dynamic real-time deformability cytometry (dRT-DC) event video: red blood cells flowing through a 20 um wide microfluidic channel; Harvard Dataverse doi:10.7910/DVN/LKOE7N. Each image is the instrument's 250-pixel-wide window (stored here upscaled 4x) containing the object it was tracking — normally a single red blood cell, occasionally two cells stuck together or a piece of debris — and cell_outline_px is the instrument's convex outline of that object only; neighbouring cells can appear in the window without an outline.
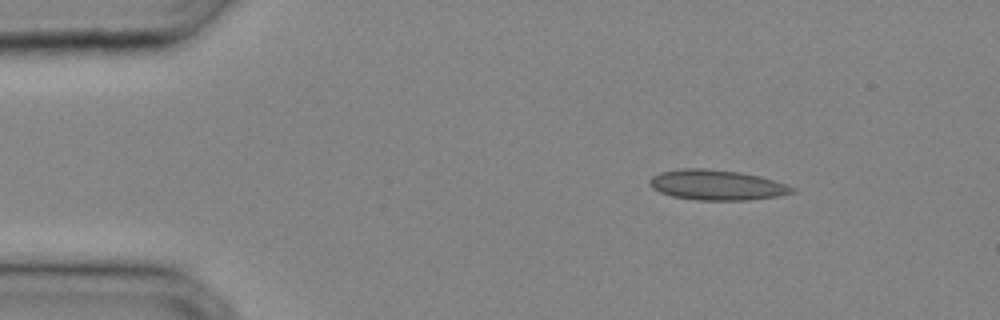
{"species": "common noctule bat (a hibernating species)", "species_latin": "Nyctalus noctula", "temperature_condition": "cold", "stored_images_in_passage": 30, "camera_frame_rate_fps": 3000, "um_per_image_px": 0.085, "animal": {"sex": "male", "body_mass_g": 20.4}, "frame": {"image": 1, "passage_image": 2, "time_ms": 0.333, "image_size_px": [1000, 320], "cell_outline_px": [[796, 192], [776, 196], [748, 200], [696, 200], [672, 196], [660, 192], [652, 188], [648, 184], [648, 180], [652, 176], [660, 172], [680, 168], [708, 168], [740, 172], [760, 176], [796, 188]], "centroid_in_image_um": [60.88, 15.71], "position_along_channel_um": 24.1, "area_um2": 25.2}}
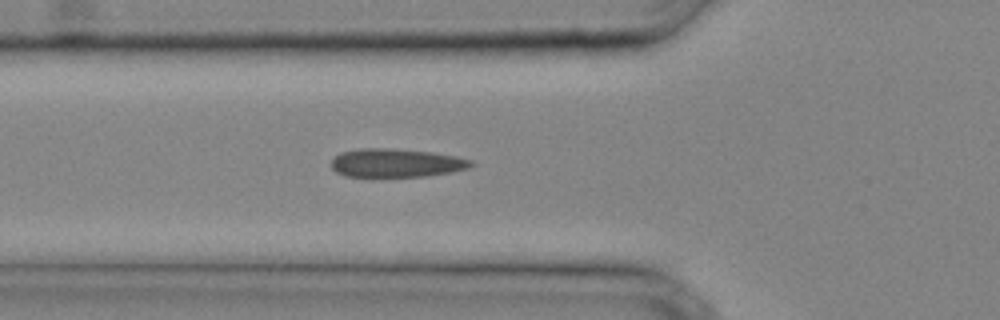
{"frame": {"image": 2, "passage_image": 9, "time_ms": 2.667, "image_size_px": [1000, 320], "cell_outline_px": [[476, 164], [468, 168], [448, 172], [424, 176], [372, 180], [344, 176], [336, 172], [332, 168], [332, 160], [340, 152], [360, 148], [384, 148], [432, 152], [456, 156], [472, 160]], "centroid_in_image_um": [33.6, 13.9], "position_along_channel_um": 92.2, "area_um2": 24.16}}
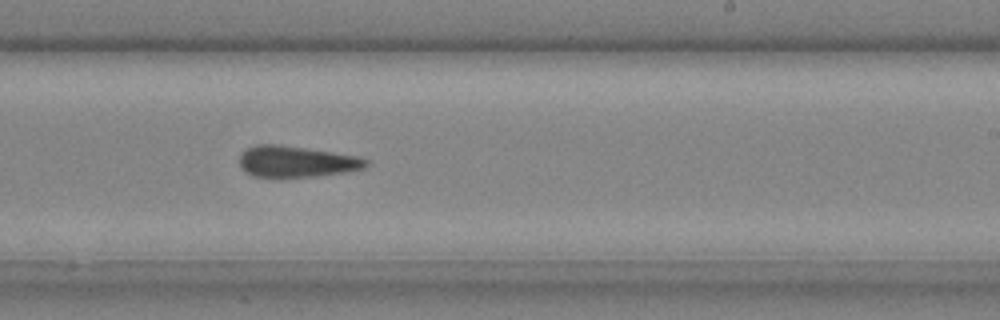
{"frame": {"image": 3, "passage_image": 18, "time_ms": 5.667, "image_size_px": [1000, 320], "cell_outline_px": [[372, 160], [364, 168], [344, 172], [316, 176], [256, 176], [244, 172], [240, 168], [240, 152], [256, 144], [280, 144], [360, 156]], "centroid_in_image_um": [25.21, 13.71], "position_along_channel_um": 263.8, "area_um2": 23.06}}